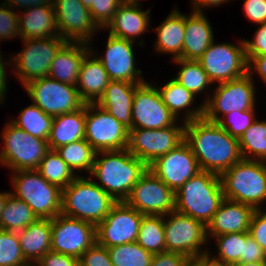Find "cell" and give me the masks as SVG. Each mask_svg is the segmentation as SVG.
Returning a JSON list of instances; mask_svg holds the SVG:
<instances>
[{
	"label": "cell",
	"mask_w": 266,
	"mask_h": 266,
	"mask_svg": "<svg viewBox=\"0 0 266 266\" xmlns=\"http://www.w3.org/2000/svg\"><path fill=\"white\" fill-rule=\"evenodd\" d=\"M17 233L21 251L31 266L51 251V219H37Z\"/></svg>",
	"instance_id": "4dcf8cb0"
},
{
	"label": "cell",
	"mask_w": 266,
	"mask_h": 266,
	"mask_svg": "<svg viewBox=\"0 0 266 266\" xmlns=\"http://www.w3.org/2000/svg\"><path fill=\"white\" fill-rule=\"evenodd\" d=\"M164 234L166 251L191 260L207 256L209 242L202 222L174 210L164 216Z\"/></svg>",
	"instance_id": "30bf717a"
},
{
	"label": "cell",
	"mask_w": 266,
	"mask_h": 266,
	"mask_svg": "<svg viewBox=\"0 0 266 266\" xmlns=\"http://www.w3.org/2000/svg\"><path fill=\"white\" fill-rule=\"evenodd\" d=\"M22 49L12 57V73L21 86L49 76L50 64L58 50L67 42L60 36L21 39Z\"/></svg>",
	"instance_id": "9c48e42d"
},
{
	"label": "cell",
	"mask_w": 266,
	"mask_h": 266,
	"mask_svg": "<svg viewBox=\"0 0 266 266\" xmlns=\"http://www.w3.org/2000/svg\"><path fill=\"white\" fill-rule=\"evenodd\" d=\"M53 5L59 36L64 40L90 43L102 32L80 0H53Z\"/></svg>",
	"instance_id": "d6986e66"
},
{
	"label": "cell",
	"mask_w": 266,
	"mask_h": 266,
	"mask_svg": "<svg viewBox=\"0 0 266 266\" xmlns=\"http://www.w3.org/2000/svg\"><path fill=\"white\" fill-rule=\"evenodd\" d=\"M157 40L154 41V52L159 55L165 54L171 57V60L183 59V42L185 36V13L174 5V8L168 14L166 19L156 27ZM172 55V56H171Z\"/></svg>",
	"instance_id": "d4e9b609"
},
{
	"label": "cell",
	"mask_w": 266,
	"mask_h": 266,
	"mask_svg": "<svg viewBox=\"0 0 266 266\" xmlns=\"http://www.w3.org/2000/svg\"><path fill=\"white\" fill-rule=\"evenodd\" d=\"M85 126L84 139L96 152L128 146L129 130L96 103L86 104Z\"/></svg>",
	"instance_id": "9a60e30c"
},
{
	"label": "cell",
	"mask_w": 266,
	"mask_h": 266,
	"mask_svg": "<svg viewBox=\"0 0 266 266\" xmlns=\"http://www.w3.org/2000/svg\"><path fill=\"white\" fill-rule=\"evenodd\" d=\"M50 184L66 188L77 176L61 159L56 150H49L36 169Z\"/></svg>",
	"instance_id": "ab89813d"
},
{
	"label": "cell",
	"mask_w": 266,
	"mask_h": 266,
	"mask_svg": "<svg viewBox=\"0 0 266 266\" xmlns=\"http://www.w3.org/2000/svg\"><path fill=\"white\" fill-rule=\"evenodd\" d=\"M106 40L103 54L102 52L99 54L98 50H95L93 42H90L89 46L90 51L108 73L109 79L111 81H127L135 84L145 82L142 69L137 68L136 64L134 47L137 43L110 34H107Z\"/></svg>",
	"instance_id": "5bb4252c"
},
{
	"label": "cell",
	"mask_w": 266,
	"mask_h": 266,
	"mask_svg": "<svg viewBox=\"0 0 266 266\" xmlns=\"http://www.w3.org/2000/svg\"><path fill=\"white\" fill-rule=\"evenodd\" d=\"M136 242L152 254L165 252L164 216L143 215Z\"/></svg>",
	"instance_id": "f35d334b"
},
{
	"label": "cell",
	"mask_w": 266,
	"mask_h": 266,
	"mask_svg": "<svg viewBox=\"0 0 266 266\" xmlns=\"http://www.w3.org/2000/svg\"><path fill=\"white\" fill-rule=\"evenodd\" d=\"M51 251L77 259L96 242V226L59 214L51 219Z\"/></svg>",
	"instance_id": "ac0fdd59"
},
{
	"label": "cell",
	"mask_w": 266,
	"mask_h": 266,
	"mask_svg": "<svg viewBox=\"0 0 266 266\" xmlns=\"http://www.w3.org/2000/svg\"><path fill=\"white\" fill-rule=\"evenodd\" d=\"M1 50V49H0ZM10 59H8V57H5V55H3L2 51H0V105L4 106L6 104H4V102L6 101L7 103V93H8V85H9V79L7 78L8 73L10 72L7 69H11L12 73V57L11 55L9 56ZM8 79V80H7Z\"/></svg>",
	"instance_id": "db71d44e"
},
{
	"label": "cell",
	"mask_w": 266,
	"mask_h": 266,
	"mask_svg": "<svg viewBox=\"0 0 266 266\" xmlns=\"http://www.w3.org/2000/svg\"><path fill=\"white\" fill-rule=\"evenodd\" d=\"M124 202L143 215L165 216L175 210V192L147 169Z\"/></svg>",
	"instance_id": "2e32d148"
},
{
	"label": "cell",
	"mask_w": 266,
	"mask_h": 266,
	"mask_svg": "<svg viewBox=\"0 0 266 266\" xmlns=\"http://www.w3.org/2000/svg\"><path fill=\"white\" fill-rule=\"evenodd\" d=\"M21 39L59 36L54 5H40L18 12Z\"/></svg>",
	"instance_id": "f1b7e54d"
},
{
	"label": "cell",
	"mask_w": 266,
	"mask_h": 266,
	"mask_svg": "<svg viewBox=\"0 0 266 266\" xmlns=\"http://www.w3.org/2000/svg\"><path fill=\"white\" fill-rule=\"evenodd\" d=\"M223 199L220 176L200 171L175 192V210L207 226Z\"/></svg>",
	"instance_id": "3957f363"
},
{
	"label": "cell",
	"mask_w": 266,
	"mask_h": 266,
	"mask_svg": "<svg viewBox=\"0 0 266 266\" xmlns=\"http://www.w3.org/2000/svg\"><path fill=\"white\" fill-rule=\"evenodd\" d=\"M0 266H31L21 251L17 232L0 229Z\"/></svg>",
	"instance_id": "b9f144b4"
},
{
	"label": "cell",
	"mask_w": 266,
	"mask_h": 266,
	"mask_svg": "<svg viewBox=\"0 0 266 266\" xmlns=\"http://www.w3.org/2000/svg\"><path fill=\"white\" fill-rule=\"evenodd\" d=\"M11 174V194L26 202L38 219H53L61 214L62 189L50 184L36 169Z\"/></svg>",
	"instance_id": "52a82bcc"
},
{
	"label": "cell",
	"mask_w": 266,
	"mask_h": 266,
	"mask_svg": "<svg viewBox=\"0 0 266 266\" xmlns=\"http://www.w3.org/2000/svg\"><path fill=\"white\" fill-rule=\"evenodd\" d=\"M22 88L27 93L28 100L52 117L79 110L85 104L76 86L49 76L33 80Z\"/></svg>",
	"instance_id": "7c38bea8"
},
{
	"label": "cell",
	"mask_w": 266,
	"mask_h": 266,
	"mask_svg": "<svg viewBox=\"0 0 266 266\" xmlns=\"http://www.w3.org/2000/svg\"><path fill=\"white\" fill-rule=\"evenodd\" d=\"M114 266H150L153 254L137 242L107 248Z\"/></svg>",
	"instance_id": "60d3db41"
},
{
	"label": "cell",
	"mask_w": 266,
	"mask_h": 266,
	"mask_svg": "<svg viewBox=\"0 0 266 266\" xmlns=\"http://www.w3.org/2000/svg\"><path fill=\"white\" fill-rule=\"evenodd\" d=\"M148 169L174 192L201 171L194 153L185 140L152 162Z\"/></svg>",
	"instance_id": "44dd1931"
},
{
	"label": "cell",
	"mask_w": 266,
	"mask_h": 266,
	"mask_svg": "<svg viewBox=\"0 0 266 266\" xmlns=\"http://www.w3.org/2000/svg\"><path fill=\"white\" fill-rule=\"evenodd\" d=\"M152 82L157 87L161 95L162 102L178 121L187 123L192 120L200 119L204 116V104L202 101H199V105L196 104L195 100L197 102L198 97L173 78L166 81L164 85H159L153 80Z\"/></svg>",
	"instance_id": "cb8c5ba5"
},
{
	"label": "cell",
	"mask_w": 266,
	"mask_h": 266,
	"mask_svg": "<svg viewBox=\"0 0 266 266\" xmlns=\"http://www.w3.org/2000/svg\"><path fill=\"white\" fill-rule=\"evenodd\" d=\"M248 73L253 76H258L259 80L266 85V54L254 56L248 62ZM256 73V74H255Z\"/></svg>",
	"instance_id": "11a10c76"
},
{
	"label": "cell",
	"mask_w": 266,
	"mask_h": 266,
	"mask_svg": "<svg viewBox=\"0 0 266 266\" xmlns=\"http://www.w3.org/2000/svg\"><path fill=\"white\" fill-rule=\"evenodd\" d=\"M20 38L18 12L0 2V46L2 41ZM9 39V40H8Z\"/></svg>",
	"instance_id": "ee69618b"
},
{
	"label": "cell",
	"mask_w": 266,
	"mask_h": 266,
	"mask_svg": "<svg viewBox=\"0 0 266 266\" xmlns=\"http://www.w3.org/2000/svg\"><path fill=\"white\" fill-rule=\"evenodd\" d=\"M148 165L127 148L99 151L89 177L116 202H124Z\"/></svg>",
	"instance_id": "7a4b0ae2"
},
{
	"label": "cell",
	"mask_w": 266,
	"mask_h": 266,
	"mask_svg": "<svg viewBox=\"0 0 266 266\" xmlns=\"http://www.w3.org/2000/svg\"><path fill=\"white\" fill-rule=\"evenodd\" d=\"M190 261L183 254L165 251L153 254L150 266H187Z\"/></svg>",
	"instance_id": "f907efd6"
},
{
	"label": "cell",
	"mask_w": 266,
	"mask_h": 266,
	"mask_svg": "<svg viewBox=\"0 0 266 266\" xmlns=\"http://www.w3.org/2000/svg\"><path fill=\"white\" fill-rule=\"evenodd\" d=\"M255 26H257V28H255L252 39L249 40V38H243L247 62H249L254 56L266 54V23L257 24Z\"/></svg>",
	"instance_id": "7dc6e473"
},
{
	"label": "cell",
	"mask_w": 266,
	"mask_h": 266,
	"mask_svg": "<svg viewBox=\"0 0 266 266\" xmlns=\"http://www.w3.org/2000/svg\"><path fill=\"white\" fill-rule=\"evenodd\" d=\"M248 232L266 252V210H255Z\"/></svg>",
	"instance_id": "c3c4849f"
},
{
	"label": "cell",
	"mask_w": 266,
	"mask_h": 266,
	"mask_svg": "<svg viewBox=\"0 0 266 266\" xmlns=\"http://www.w3.org/2000/svg\"><path fill=\"white\" fill-rule=\"evenodd\" d=\"M137 85L127 81H110L96 103L128 130L133 129L132 104Z\"/></svg>",
	"instance_id": "4316f807"
},
{
	"label": "cell",
	"mask_w": 266,
	"mask_h": 266,
	"mask_svg": "<svg viewBox=\"0 0 266 266\" xmlns=\"http://www.w3.org/2000/svg\"><path fill=\"white\" fill-rule=\"evenodd\" d=\"M202 266H227L211 260L208 256L202 257Z\"/></svg>",
	"instance_id": "91938a15"
},
{
	"label": "cell",
	"mask_w": 266,
	"mask_h": 266,
	"mask_svg": "<svg viewBox=\"0 0 266 266\" xmlns=\"http://www.w3.org/2000/svg\"><path fill=\"white\" fill-rule=\"evenodd\" d=\"M86 104L79 110L53 117L52 128L48 137L51 150L79 141L85 137Z\"/></svg>",
	"instance_id": "1f68e13d"
},
{
	"label": "cell",
	"mask_w": 266,
	"mask_h": 266,
	"mask_svg": "<svg viewBox=\"0 0 266 266\" xmlns=\"http://www.w3.org/2000/svg\"><path fill=\"white\" fill-rule=\"evenodd\" d=\"M18 117L9 119L16 127L25 130L31 136L48 140L53 117L43 112L39 107L31 102L19 110Z\"/></svg>",
	"instance_id": "e575fe53"
},
{
	"label": "cell",
	"mask_w": 266,
	"mask_h": 266,
	"mask_svg": "<svg viewBox=\"0 0 266 266\" xmlns=\"http://www.w3.org/2000/svg\"><path fill=\"white\" fill-rule=\"evenodd\" d=\"M257 109L246 111H233L222 116L217 123L224 128L230 136L240 139L244 132L257 119Z\"/></svg>",
	"instance_id": "7bdbcfd3"
},
{
	"label": "cell",
	"mask_w": 266,
	"mask_h": 266,
	"mask_svg": "<svg viewBox=\"0 0 266 266\" xmlns=\"http://www.w3.org/2000/svg\"><path fill=\"white\" fill-rule=\"evenodd\" d=\"M242 159L266 162V118L257 119L239 139Z\"/></svg>",
	"instance_id": "74e56055"
},
{
	"label": "cell",
	"mask_w": 266,
	"mask_h": 266,
	"mask_svg": "<svg viewBox=\"0 0 266 266\" xmlns=\"http://www.w3.org/2000/svg\"><path fill=\"white\" fill-rule=\"evenodd\" d=\"M198 62L213 84L231 81L248 73L245 44L244 40L240 38L237 44L217 43L214 40L198 59Z\"/></svg>",
	"instance_id": "8fae6325"
},
{
	"label": "cell",
	"mask_w": 266,
	"mask_h": 266,
	"mask_svg": "<svg viewBox=\"0 0 266 266\" xmlns=\"http://www.w3.org/2000/svg\"><path fill=\"white\" fill-rule=\"evenodd\" d=\"M38 218L26 202L9 194L0 216V229L18 232L34 223Z\"/></svg>",
	"instance_id": "8d00e7d4"
},
{
	"label": "cell",
	"mask_w": 266,
	"mask_h": 266,
	"mask_svg": "<svg viewBox=\"0 0 266 266\" xmlns=\"http://www.w3.org/2000/svg\"><path fill=\"white\" fill-rule=\"evenodd\" d=\"M117 202L89 176H77L62 189L61 214L97 226Z\"/></svg>",
	"instance_id": "277c9868"
},
{
	"label": "cell",
	"mask_w": 266,
	"mask_h": 266,
	"mask_svg": "<svg viewBox=\"0 0 266 266\" xmlns=\"http://www.w3.org/2000/svg\"><path fill=\"white\" fill-rule=\"evenodd\" d=\"M89 52V43L67 41L51 62L49 77L76 86L81 64Z\"/></svg>",
	"instance_id": "83f0119b"
},
{
	"label": "cell",
	"mask_w": 266,
	"mask_h": 266,
	"mask_svg": "<svg viewBox=\"0 0 266 266\" xmlns=\"http://www.w3.org/2000/svg\"><path fill=\"white\" fill-rule=\"evenodd\" d=\"M34 266H79V259L49 251Z\"/></svg>",
	"instance_id": "816d5d0a"
},
{
	"label": "cell",
	"mask_w": 266,
	"mask_h": 266,
	"mask_svg": "<svg viewBox=\"0 0 266 266\" xmlns=\"http://www.w3.org/2000/svg\"><path fill=\"white\" fill-rule=\"evenodd\" d=\"M172 62L176 66H180L179 68L177 67L178 71L172 78L191 91L196 97H201L204 104L209 99L210 91L213 90L214 84L207 76L202 65L198 61L181 58L174 59ZM202 94L203 97L201 96Z\"/></svg>",
	"instance_id": "d6a6232c"
},
{
	"label": "cell",
	"mask_w": 266,
	"mask_h": 266,
	"mask_svg": "<svg viewBox=\"0 0 266 266\" xmlns=\"http://www.w3.org/2000/svg\"><path fill=\"white\" fill-rule=\"evenodd\" d=\"M120 1L122 3H142L143 0H120Z\"/></svg>",
	"instance_id": "e7e4bbea"
},
{
	"label": "cell",
	"mask_w": 266,
	"mask_h": 266,
	"mask_svg": "<svg viewBox=\"0 0 266 266\" xmlns=\"http://www.w3.org/2000/svg\"><path fill=\"white\" fill-rule=\"evenodd\" d=\"M185 141L201 171L220 176L242 159L239 139L230 136L217 122L204 117L185 124Z\"/></svg>",
	"instance_id": "6da1fadb"
},
{
	"label": "cell",
	"mask_w": 266,
	"mask_h": 266,
	"mask_svg": "<svg viewBox=\"0 0 266 266\" xmlns=\"http://www.w3.org/2000/svg\"><path fill=\"white\" fill-rule=\"evenodd\" d=\"M110 81L103 65L90 51L83 59L76 83L81 100L85 104L97 103Z\"/></svg>",
	"instance_id": "f546056e"
},
{
	"label": "cell",
	"mask_w": 266,
	"mask_h": 266,
	"mask_svg": "<svg viewBox=\"0 0 266 266\" xmlns=\"http://www.w3.org/2000/svg\"><path fill=\"white\" fill-rule=\"evenodd\" d=\"M79 266H114L105 246L95 242L79 258Z\"/></svg>",
	"instance_id": "bcb514c9"
},
{
	"label": "cell",
	"mask_w": 266,
	"mask_h": 266,
	"mask_svg": "<svg viewBox=\"0 0 266 266\" xmlns=\"http://www.w3.org/2000/svg\"><path fill=\"white\" fill-rule=\"evenodd\" d=\"M254 212L251 206L224 198L206 226L208 242L214 236L248 232Z\"/></svg>",
	"instance_id": "603a6c76"
},
{
	"label": "cell",
	"mask_w": 266,
	"mask_h": 266,
	"mask_svg": "<svg viewBox=\"0 0 266 266\" xmlns=\"http://www.w3.org/2000/svg\"><path fill=\"white\" fill-rule=\"evenodd\" d=\"M208 16L202 12L185 13V36L183 42V59L195 60L203 55L216 39Z\"/></svg>",
	"instance_id": "484cf974"
},
{
	"label": "cell",
	"mask_w": 266,
	"mask_h": 266,
	"mask_svg": "<svg viewBox=\"0 0 266 266\" xmlns=\"http://www.w3.org/2000/svg\"><path fill=\"white\" fill-rule=\"evenodd\" d=\"M266 260V252L262 247L249 235L246 238L244 244V256L239 260V262H260Z\"/></svg>",
	"instance_id": "f5cc1de1"
},
{
	"label": "cell",
	"mask_w": 266,
	"mask_h": 266,
	"mask_svg": "<svg viewBox=\"0 0 266 266\" xmlns=\"http://www.w3.org/2000/svg\"><path fill=\"white\" fill-rule=\"evenodd\" d=\"M80 1L87 8H89L91 5H95V0H80Z\"/></svg>",
	"instance_id": "be15d7a7"
},
{
	"label": "cell",
	"mask_w": 266,
	"mask_h": 266,
	"mask_svg": "<svg viewBox=\"0 0 266 266\" xmlns=\"http://www.w3.org/2000/svg\"><path fill=\"white\" fill-rule=\"evenodd\" d=\"M249 73L244 76L214 84L209 99L204 103V118L217 122L225 114L235 111L257 109V86ZM256 107V108H255Z\"/></svg>",
	"instance_id": "ba28073f"
},
{
	"label": "cell",
	"mask_w": 266,
	"mask_h": 266,
	"mask_svg": "<svg viewBox=\"0 0 266 266\" xmlns=\"http://www.w3.org/2000/svg\"><path fill=\"white\" fill-rule=\"evenodd\" d=\"M243 13L255 25L266 23V0H242Z\"/></svg>",
	"instance_id": "681fc988"
},
{
	"label": "cell",
	"mask_w": 266,
	"mask_h": 266,
	"mask_svg": "<svg viewBox=\"0 0 266 266\" xmlns=\"http://www.w3.org/2000/svg\"><path fill=\"white\" fill-rule=\"evenodd\" d=\"M3 2L16 12L40 5H53V0H3Z\"/></svg>",
	"instance_id": "9f6ffc18"
},
{
	"label": "cell",
	"mask_w": 266,
	"mask_h": 266,
	"mask_svg": "<svg viewBox=\"0 0 266 266\" xmlns=\"http://www.w3.org/2000/svg\"><path fill=\"white\" fill-rule=\"evenodd\" d=\"M187 266H202V257H199L195 260H191Z\"/></svg>",
	"instance_id": "6125c7cd"
},
{
	"label": "cell",
	"mask_w": 266,
	"mask_h": 266,
	"mask_svg": "<svg viewBox=\"0 0 266 266\" xmlns=\"http://www.w3.org/2000/svg\"><path fill=\"white\" fill-rule=\"evenodd\" d=\"M150 23V8L144 10L142 3H122L113 15L112 20L102 31L112 36L135 42L137 46L142 48L146 46L144 44L146 42H144V39H140L146 32H150L152 27Z\"/></svg>",
	"instance_id": "7402d4cb"
},
{
	"label": "cell",
	"mask_w": 266,
	"mask_h": 266,
	"mask_svg": "<svg viewBox=\"0 0 266 266\" xmlns=\"http://www.w3.org/2000/svg\"><path fill=\"white\" fill-rule=\"evenodd\" d=\"M224 198L251 206L266 205V162L241 159L220 175Z\"/></svg>",
	"instance_id": "5b68a950"
},
{
	"label": "cell",
	"mask_w": 266,
	"mask_h": 266,
	"mask_svg": "<svg viewBox=\"0 0 266 266\" xmlns=\"http://www.w3.org/2000/svg\"><path fill=\"white\" fill-rule=\"evenodd\" d=\"M185 124L178 121L163 129H131L127 149L149 166L185 140Z\"/></svg>",
	"instance_id": "4fadbf2b"
},
{
	"label": "cell",
	"mask_w": 266,
	"mask_h": 266,
	"mask_svg": "<svg viewBox=\"0 0 266 266\" xmlns=\"http://www.w3.org/2000/svg\"><path fill=\"white\" fill-rule=\"evenodd\" d=\"M248 236L249 232H237L214 236L209 242V247L213 245V242L216 251L214 252L212 251L213 249L209 248L207 256L211 260L224 265L238 263L244 256V244Z\"/></svg>",
	"instance_id": "836d02e7"
},
{
	"label": "cell",
	"mask_w": 266,
	"mask_h": 266,
	"mask_svg": "<svg viewBox=\"0 0 266 266\" xmlns=\"http://www.w3.org/2000/svg\"><path fill=\"white\" fill-rule=\"evenodd\" d=\"M0 167L11 172L35 170L50 150L48 141L31 136L9 120L0 133Z\"/></svg>",
	"instance_id": "8992f818"
},
{
	"label": "cell",
	"mask_w": 266,
	"mask_h": 266,
	"mask_svg": "<svg viewBox=\"0 0 266 266\" xmlns=\"http://www.w3.org/2000/svg\"><path fill=\"white\" fill-rule=\"evenodd\" d=\"M227 266H266V260L260 262H252V263L238 262Z\"/></svg>",
	"instance_id": "680465c9"
},
{
	"label": "cell",
	"mask_w": 266,
	"mask_h": 266,
	"mask_svg": "<svg viewBox=\"0 0 266 266\" xmlns=\"http://www.w3.org/2000/svg\"><path fill=\"white\" fill-rule=\"evenodd\" d=\"M133 129H163L178 122L164 105L161 95L151 80L138 84L132 104Z\"/></svg>",
	"instance_id": "e0dca14e"
},
{
	"label": "cell",
	"mask_w": 266,
	"mask_h": 266,
	"mask_svg": "<svg viewBox=\"0 0 266 266\" xmlns=\"http://www.w3.org/2000/svg\"><path fill=\"white\" fill-rule=\"evenodd\" d=\"M56 151L76 176H82V172L89 176L93 169L96 151L85 139L61 146Z\"/></svg>",
	"instance_id": "d590c367"
},
{
	"label": "cell",
	"mask_w": 266,
	"mask_h": 266,
	"mask_svg": "<svg viewBox=\"0 0 266 266\" xmlns=\"http://www.w3.org/2000/svg\"><path fill=\"white\" fill-rule=\"evenodd\" d=\"M121 4L120 0H95V5L89 7L91 16L100 29L107 26Z\"/></svg>",
	"instance_id": "f6af8a7d"
},
{
	"label": "cell",
	"mask_w": 266,
	"mask_h": 266,
	"mask_svg": "<svg viewBox=\"0 0 266 266\" xmlns=\"http://www.w3.org/2000/svg\"><path fill=\"white\" fill-rule=\"evenodd\" d=\"M142 217L135 208L117 202L96 226V242L106 248L136 242Z\"/></svg>",
	"instance_id": "ffe728a7"
},
{
	"label": "cell",
	"mask_w": 266,
	"mask_h": 266,
	"mask_svg": "<svg viewBox=\"0 0 266 266\" xmlns=\"http://www.w3.org/2000/svg\"><path fill=\"white\" fill-rule=\"evenodd\" d=\"M232 0H191V9L195 12L205 13L206 9L222 7L221 5L230 3Z\"/></svg>",
	"instance_id": "6f0895ef"
},
{
	"label": "cell",
	"mask_w": 266,
	"mask_h": 266,
	"mask_svg": "<svg viewBox=\"0 0 266 266\" xmlns=\"http://www.w3.org/2000/svg\"><path fill=\"white\" fill-rule=\"evenodd\" d=\"M11 193V190L10 191H1L0 192V216H1V213L3 211V207L5 205V200L7 199V196Z\"/></svg>",
	"instance_id": "94428289"
}]
</instances>
